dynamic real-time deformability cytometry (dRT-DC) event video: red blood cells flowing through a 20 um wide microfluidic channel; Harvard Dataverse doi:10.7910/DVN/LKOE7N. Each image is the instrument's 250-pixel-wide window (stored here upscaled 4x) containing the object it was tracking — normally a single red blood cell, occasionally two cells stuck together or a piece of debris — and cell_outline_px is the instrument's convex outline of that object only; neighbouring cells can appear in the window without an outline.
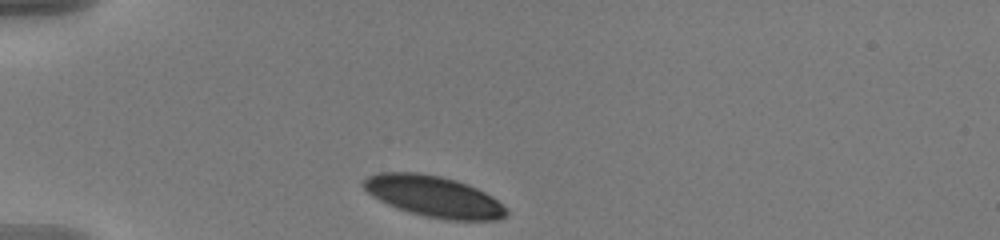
{"species": "human", "species_latin": "Homo sapiens", "temperature_condition": "warm", "stored_images_in_passage": 35, "camera_frame_rate_fps": 3000, "um_per_image_px": 0.085, "donor": {"sex": "male"}, "frame": {"image": 1, "passage_image": 1, "time_ms": 0.0, "image_size_px": [1000, 240], "cell_outline_px": [[508, 212], [500, 220], [448, 220], [424, 216], [388, 204], [372, 196], [360, 184], [368, 176], [380, 172], [420, 172], [440, 176], [456, 180], [468, 184], [484, 192], [508, 208]], "centroid_in_image_um": [36.87, 16.69], "position_along_channel_um": 48.1, "area_um2": 34.04}}
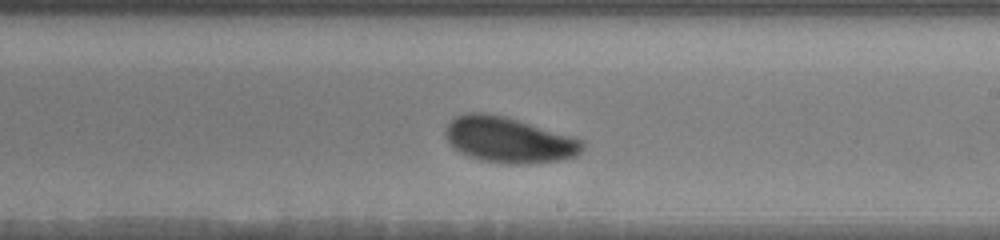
{"frame": {"image": 2, "passage_image": 20, "time_ms": 6.333, "image_size_px": [1000, 240], "cell_outline_px": [[584, 148], [576, 156], [560, 160], [528, 164], [508, 164], [480, 160], [468, 156], [460, 152], [444, 136], [444, 128], [456, 116], [468, 112], [484, 112], [508, 116], [572, 136], [584, 140]], "centroid_in_image_um": [43.26, 11.88], "position_along_channel_um": 245.7, "area_um2": 36.82}}
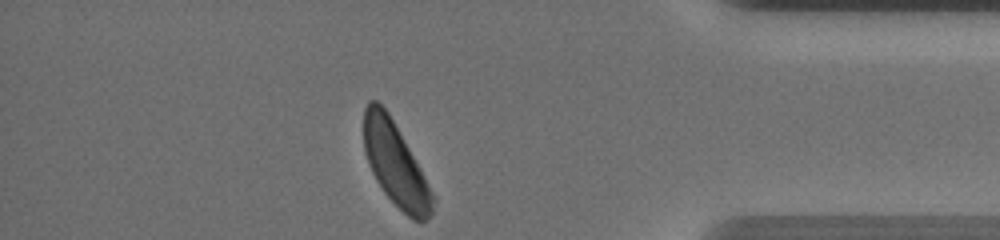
{"frame": {"image": 3, "passage_image": 35, "time_ms": 11.333, "image_size_px": [1000, 240], "cell_outline_px": [[436, 200], [432, 212], [428, 220], [412, 220], [384, 192], [376, 180], [368, 164], [364, 152], [364, 108], [368, 100], [376, 100], [388, 112], [436, 196]], "centroid_in_image_um": [33.62, 13.97], "position_along_channel_um": 401.6, "area_um2": 33.18}, "authors_computed_cell_mechanics": {"area_um2": 35.6626, "velocity_mm_per_s": 3.5972, "shape_relaxation_time_tau1_ms": 2.0847, "shape_relaxation_time_tau2_ms": null, "deformation_change_tau1": 0.1058, "deformation_change_tau2": null}}